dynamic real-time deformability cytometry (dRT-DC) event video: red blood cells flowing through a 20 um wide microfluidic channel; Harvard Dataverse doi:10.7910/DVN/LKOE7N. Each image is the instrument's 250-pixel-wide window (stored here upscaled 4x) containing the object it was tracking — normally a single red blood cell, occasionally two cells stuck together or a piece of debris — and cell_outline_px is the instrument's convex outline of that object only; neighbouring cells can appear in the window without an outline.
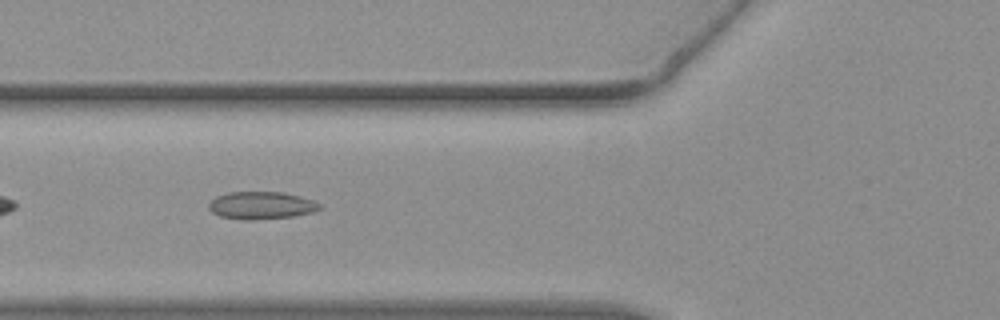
{"species": "common noctule bat (a hibernating species)", "species_latin": "Nyctalus noctula", "temperature_condition": "warm", "stored_images_in_passage": 40, "camera_frame_rate_fps": 3000, "um_per_image_px": 0.085, "animal": {"sex": "female", "body_mass_g": 19.3, "forearm_length_mm": 54.1}, "frame": {"image": 1, "passage_image": 6, "time_ms": 1.667, "image_size_px": [1000, 320], "cell_outline_px": [[324, 204], [320, 208], [312, 212], [292, 216], [252, 220], [244, 220], [220, 216], [212, 212], [208, 208], [208, 204], [216, 196], [228, 192], [284, 192], [300, 196]], "centroid_in_image_um": [22.21, 17.45], "position_along_channel_um": 103.6, "area_um2": 17.8}}
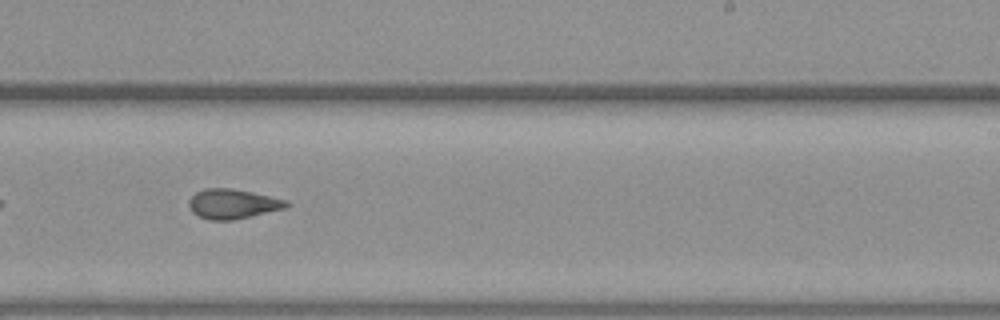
{"frame": {"image": 2, "passage_image": 19, "time_ms": 6.0, "image_size_px": [1000, 320], "cell_outline_px": [[288, 204], [284, 208], [232, 220], [208, 220], [192, 212], [188, 204], [188, 200], [196, 192], [204, 188], [232, 188], [252, 192], [288, 200]], "centroid_in_image_um": [19.73, 17.32], "position_along_channel_um": 269.3, "area_um2": 16.7}}
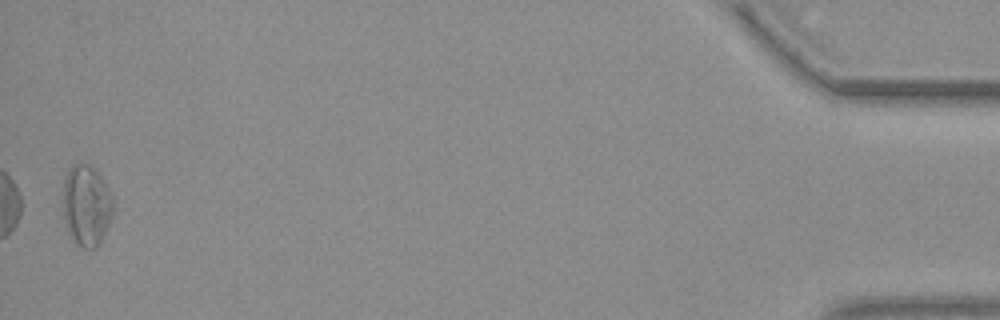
{"frame": {"image": 3, "passage_image": 39, "time_ms": 12.667, "image_size_px": [1000, 320], "cell_outline_px": [[112, 212], [108, 224], [100, 244], [96, 248], [80, 248], [72, 236], [64, 220], [64, 176], [72, 164], [80, 160], [88, 164], [100, 176], [108, 188], [112, 196]], "centroid_in_image_um": [7.34, 17.43], "position_along_channel_um": 427.9, "area_um2": 23.41}, "authors_computed_cell_mechanics": {"area_um2": 17.34, "velocity_mm_per_s": 3.823, "shape_relaxation_time_tau1_ms": null, "shape_relaxation_time_tau2_ms": 2.4968, "deformation_change_tau1": null, "deformation_change_tau2": 0.0934}}